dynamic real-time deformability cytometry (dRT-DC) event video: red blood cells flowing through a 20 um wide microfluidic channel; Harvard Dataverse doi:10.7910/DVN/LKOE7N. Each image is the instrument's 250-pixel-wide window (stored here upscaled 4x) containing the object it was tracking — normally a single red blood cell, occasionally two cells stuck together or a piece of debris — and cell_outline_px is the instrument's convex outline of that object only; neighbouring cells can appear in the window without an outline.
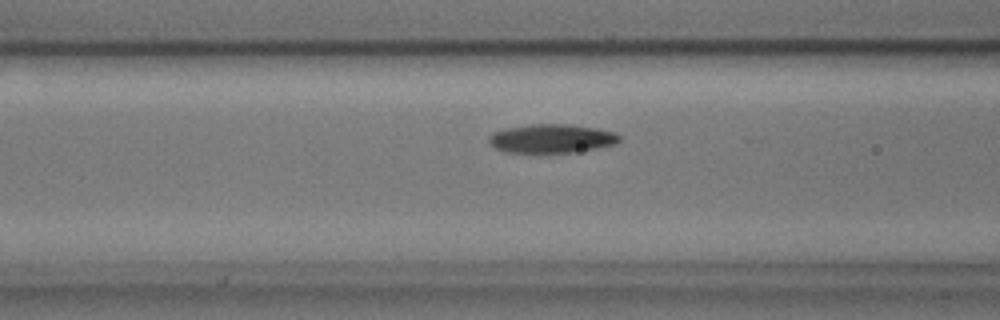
{"species": "common noctule bat (a hibernating species)", "species_latin": "Nyctalus noctula", "temperature_condition": "cold", "stored_images_in_passage": 33, "camera_frame_rate_fps": 3000, "um_per_image_px": 0.085, "animal": {"sex": "male", "body_mass_g": 17.9, "forearm_length_mm": 54.2}, "frame": {"image": 1, "passage_image": 11, "time_ms": 3.333, "image_size_px": [1000, 320], "cell_outline_px": [[620, 140], [616, 144], [576, 152], [544, 156], [504, 152], [488, 144], [488, 136], [492, 132], [508, 128], [532, 124], [568, 124], [596, 128], [616, 132], [620, 136]], "centroid_in_image_um": [46.84, 11.83], "position_along_channel_um": 119.8, "area_um2": 22.95}}
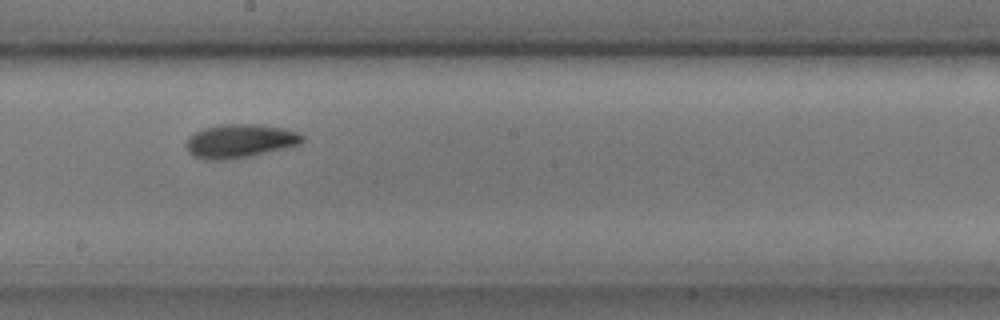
{"frame": {"image": 2, "passage_image": 20, "time_ms": 6.333, "image_size_px": [1000, 320], "cell_outline_px": [[304, 140], [300, 144], [252, 156], [228, 160], [204, 160], [188, 152], [184, 144], [188, 136], [204, 128], [220, 124], [260, 124], [288, 128], [304, 136]], "centroid_in_image_um": [20.38, 11.98], "position_along_channel_um": 227.8, "area_um2": 23.12}}
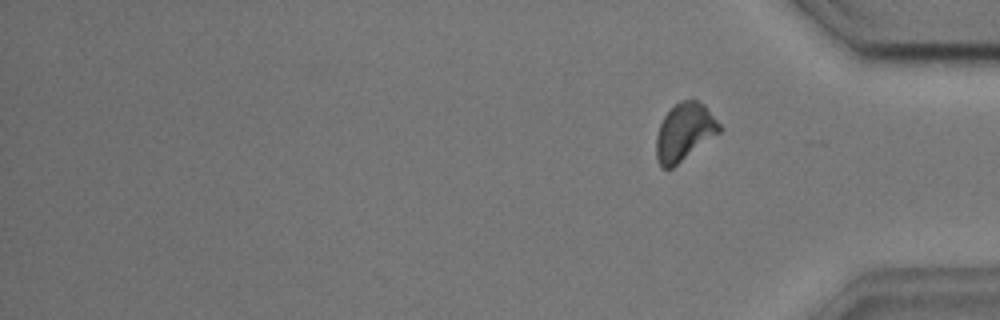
{"frame": {"image": 3, "passage_image": 33, "time_ms": 10.667, "image_size_px": [1000, 320], "cell_outline_px": [[724, 128], [720, 132], [672, 168], [664, 168], [656, 160], [656, 136], [660, 124], [664, 116], [680, 100], [696, 100], [704, 104]], "centroid_in_image_um": [58.19, 11.21], "position_along_channel_um": 377.0, "area_um2": 21.04}, "authors_computed_cell_mechanics": {"area_um2": 22.1374, "velocity_mm_per_s": 3.6006, "shape_relaxation_time_tau1_ms": 2.5038, "shape_relaxation_time_tau2_ms": 4.0484, "deformation_change_tau1": 0.1236, "deformation_change_tau2": 0.084}}